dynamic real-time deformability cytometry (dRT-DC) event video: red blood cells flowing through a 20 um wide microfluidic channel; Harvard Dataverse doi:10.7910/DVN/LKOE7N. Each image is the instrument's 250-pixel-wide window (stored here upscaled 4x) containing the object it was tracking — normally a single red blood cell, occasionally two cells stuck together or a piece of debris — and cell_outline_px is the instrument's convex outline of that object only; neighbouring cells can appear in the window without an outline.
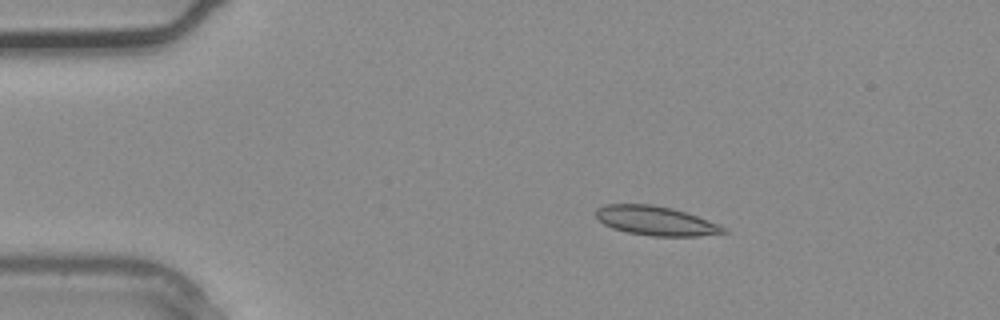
{"species": "common noctule bat (a hibernating species)", "species_latin": "Nyctalus noctula", "temperature_condition": "warm", "stored_images_in_passage": 3, "camera_frame_rate_fps": 3000, "um_per_image_px": 0.085, "animal": {"sex": "male", "body_mass_g": 20.4}, "frame": {"image": 1, "passage_image": 1, "time_ms": 0.0, "image_size_px": [1000, 320], "cell_outline_px": [[728, 232], [696, 236], [652, 236], [628, 232], [612, 228], [604, 224], [596, 216], [596, 208], [604, 204], [652, 204], [672, 208], [720, 224], [728, 228]], "centroid_in_image_um": [55.74, 18.76], "position_along_channel_um": 29.3, "area_um2": 21.68}}